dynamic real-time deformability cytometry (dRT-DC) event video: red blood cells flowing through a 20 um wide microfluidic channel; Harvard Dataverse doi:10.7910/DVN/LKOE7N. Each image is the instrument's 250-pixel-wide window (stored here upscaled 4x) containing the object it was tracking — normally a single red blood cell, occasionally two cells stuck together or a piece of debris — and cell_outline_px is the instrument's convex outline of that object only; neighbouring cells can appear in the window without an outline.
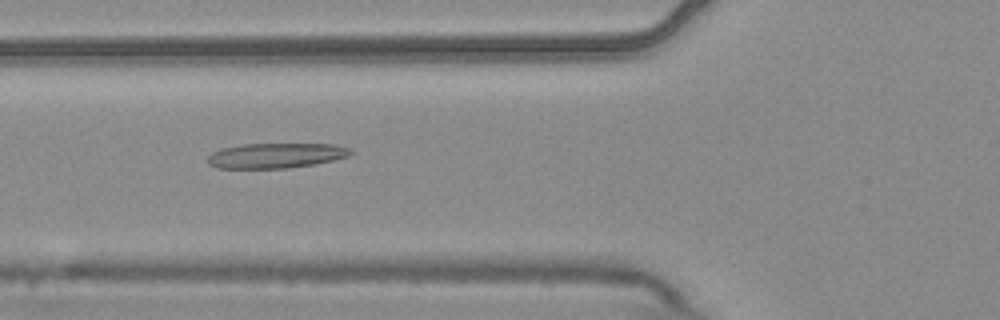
{"species": "common noctule bat (a hibernating species)", "species_latin": "Nyctalus noctula", "temperature_condition": "warm", "stored_images_in_passage": 10, "camera_frame_rate_fps": 3000, "um_per_image_px": 0.085, "animal": {"sex": "male", "body_mass_g": 20.4}, "frame": {"image": 1, "passage_image": 5, "time_ms": 1.333, "image_size_px": [1000, 320], "cell_outline_px": [[352, 152], [348, 156], [316, 164], [288, 168], [216, 168], [208, 164], [208, 156], [212, 152], [220, 148], [240, 144], [336, 144], [352, 148]], "centroid_in_image_um": [23.44, 13.22], "position_along_channel_um": 102.4, "area_um2": 21.04}}
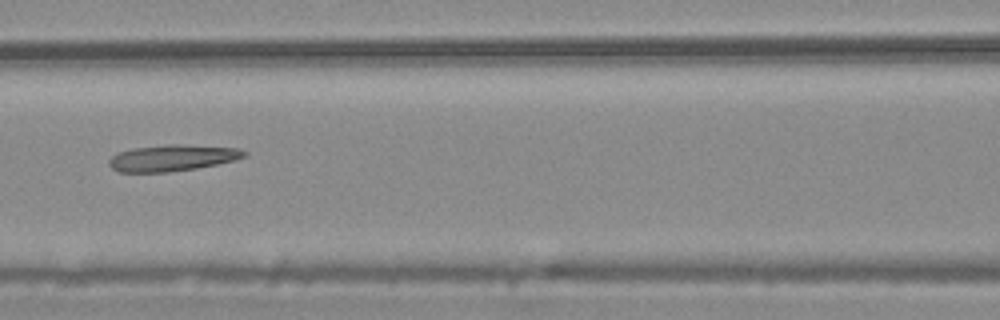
{"frame": {"image": 2, "passage_image": 6, "time_ms": 1.667, "image_size_px": [1000, 320], "cell_outline_px": [[248, 152], [244, 156], [236, 160], [196, 168], [168, 172], [120, 172], [112, 168], [108, 164], [108, 160], [112, 156], [120, 152], [136, 148], [168, 144], [176, 144], [240, 148]], "centroid_in_image_um": [14.66, 13.42], "position_along_channel_um": 151.9, "area_um2": 20.58}}
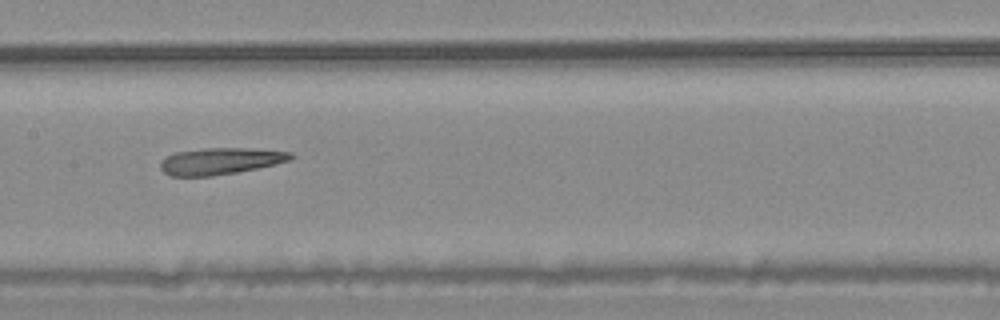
{"frame": {"image": 3, "passage_image": 7, "time_ms": 2.0, "image_size_px": [1000, 320], "cell_outline_px": [[296, 156], [288, 160], [256, 168], [236, 172], [212, 176], [168, 176], [160, 168], [160, 160], [176, 152], [204, 148], [244, 148], [292, 152]], "centroid_in_image_um": [18.68, 13.69], "position_along_channel_um": 188.7, "area_um2": 20.06}}